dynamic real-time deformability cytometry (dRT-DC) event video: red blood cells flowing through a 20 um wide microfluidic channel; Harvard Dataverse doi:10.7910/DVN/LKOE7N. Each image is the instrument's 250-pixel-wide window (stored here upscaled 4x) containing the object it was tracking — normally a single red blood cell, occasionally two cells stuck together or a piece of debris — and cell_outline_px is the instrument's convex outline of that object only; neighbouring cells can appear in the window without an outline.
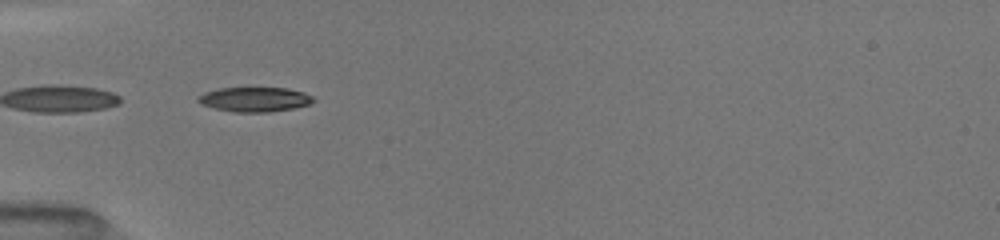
{"species": "common noctule bat (a hibernating species)", "species_latin": "Nyctalus noctula", "temperature_condition": "room temperature", "stored_images_in_passage": 43, "segment_of_instrument_passage": [2, 2], "camera_frame_rate_fps": 3000, "um_per_image_px": 0.085, "animal": {"sex": "female", "body_mass_g": 19.5, "forearm_length_mm": 54.1}, "frame": {"image": 1, "passage_image": 24, "time_ms": 5.667, "image_size_px": [1000, 240], "cell_outline_px": [[316, 100], [308, 104], [292, 108], [268, 112], [236, 112], [216, 108], [200, 104], [196, 100], [204, 92], [220, 88], [288, 88], [304, 92], [312, 96]], "centroid_in_image_um": [21.65, 8.44], "position_along_channel_um": 63.3, "area_um2": 16.36}}
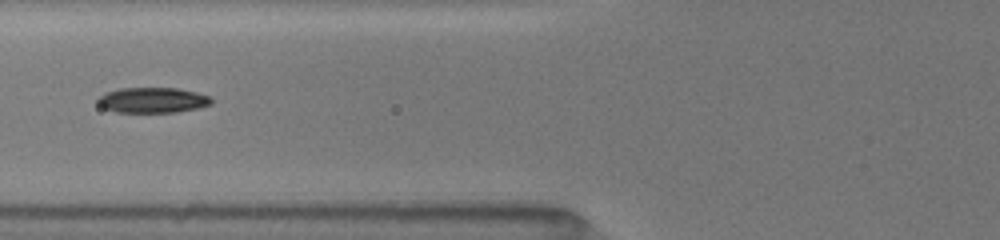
{"frame": {"image": 2, "passage_image": 30, "time_ms": 7.0, "image_size_px": [1000, 240], "cell_outline_px": [[212, 104], [196, 108], [176, 112], [116, 112], [104, 108], [96, 100], [104, 92], [120, 88], [176, 88], [196, 92], [208, 96], [212, 100]], "centroid_in_image_um": [12.95, 8.51], "position_along_channel_um": 112.9, "area_um2": 16.7}}
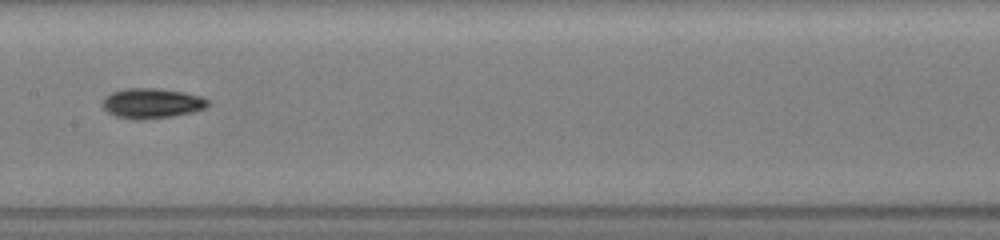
{"frame": {"image": 3, "passage_image": 39, "time_ms": 9.0, "image_size_px": [1000, 240], "cell_outline_px": [[208, 104], [204, 108], [192, 112], [172, 116], [140, 120], [136, 120], [116, 116], [108, 112], [104, 108], [104, 100], [112, 92], [124, 88], [156, 88], [184, 92], [200, 96], [208, 100]], "centroid_in_image_um": [12.91, 8.78], "position_along_channel_um": 194.5, "area_um2": 18.21}}